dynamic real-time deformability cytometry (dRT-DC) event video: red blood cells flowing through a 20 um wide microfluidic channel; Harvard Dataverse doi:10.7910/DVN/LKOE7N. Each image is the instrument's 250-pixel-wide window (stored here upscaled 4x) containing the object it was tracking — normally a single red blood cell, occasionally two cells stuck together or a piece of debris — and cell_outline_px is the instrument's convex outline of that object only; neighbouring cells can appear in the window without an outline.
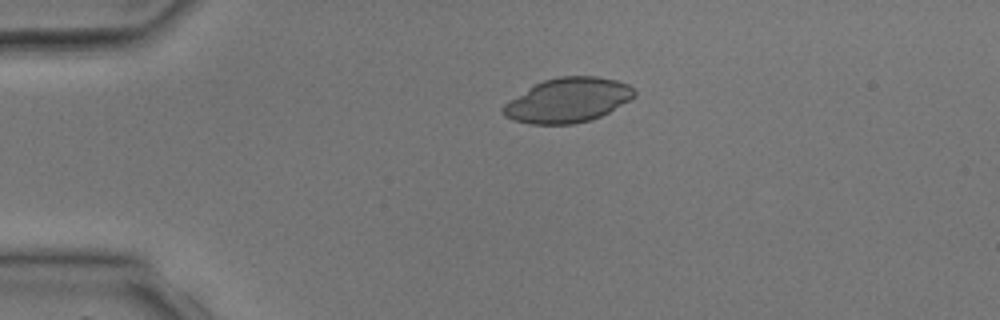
{"species": "common noctule bat (a hibernating species)", "species_latin": "Nyctalus noctula", "temperature_condition": "room temperature", "stored_images_in_passage": 3, "camera_frame_rate_fps": 3000, "um_per_image_px": 0.085, "animal": {"sex": "male", "body_mass_g": 17.9, "forearm_length_mm": 54.2}, "frame": {"image": 1, "passage_image": 2, "time_ms": 1.333, "image_size_px": [1000, 320], "cell_outline_px": [[636, 96], [608, 112], [600, 116], [588, 120], [572, 124], [528, 124], [512, 120], [504, 116], [500, 112], [500, 108], [504, 104], [536, 84], [544, 80], [560, 76], [596, 76], [616, 80], [628, 84], [636, 92]], "centroid_in_image_um": [48.24, 8.52], "position_along_channel_um": 36.8, "area_um2": 33.81}}